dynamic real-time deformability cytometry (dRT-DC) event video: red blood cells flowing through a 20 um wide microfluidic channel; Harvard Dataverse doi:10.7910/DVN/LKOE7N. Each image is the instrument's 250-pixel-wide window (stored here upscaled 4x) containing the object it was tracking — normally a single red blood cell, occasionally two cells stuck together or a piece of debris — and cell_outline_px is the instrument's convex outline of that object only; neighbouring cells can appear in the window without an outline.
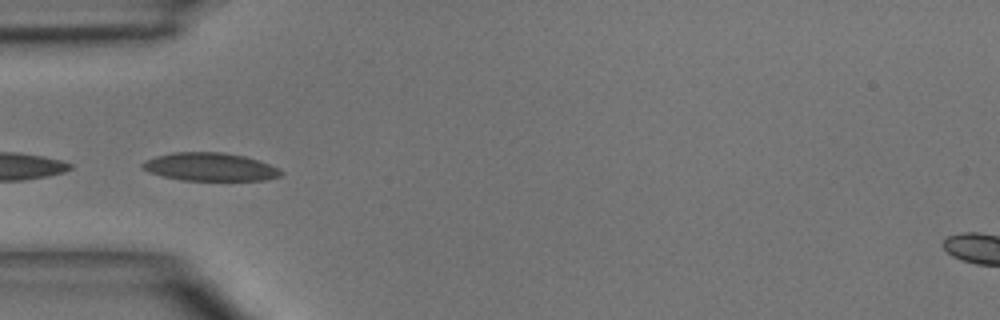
{"species": "common noctule bat (a hibernating species)", "species_latin": "Nyctalus noctula", "temperature_condition": "room temperature", "stored_images_in_passage": 4, "camera_frame_rate_fps": 3000, "um_per_image_px": 0.085, "animal": {"sex": "male", "body_mass_g": 15.6}, "frame": {"image": 1, "passage_image": 4, "time_ms": 3.333, "image_size_px": [1000, 320], "cell_outline_px": [[284, 172], [280, 176], [268, 180], [180, 180], [148, 172], [140, 168], [140, 164], [156, 156], [172, 152], [220, 152], [244, 156], [280, 168]], "centroid_in_image_um": [17.85, 14.19], "position_along_channel_um": 67.2, "area_um2": 22.66}}